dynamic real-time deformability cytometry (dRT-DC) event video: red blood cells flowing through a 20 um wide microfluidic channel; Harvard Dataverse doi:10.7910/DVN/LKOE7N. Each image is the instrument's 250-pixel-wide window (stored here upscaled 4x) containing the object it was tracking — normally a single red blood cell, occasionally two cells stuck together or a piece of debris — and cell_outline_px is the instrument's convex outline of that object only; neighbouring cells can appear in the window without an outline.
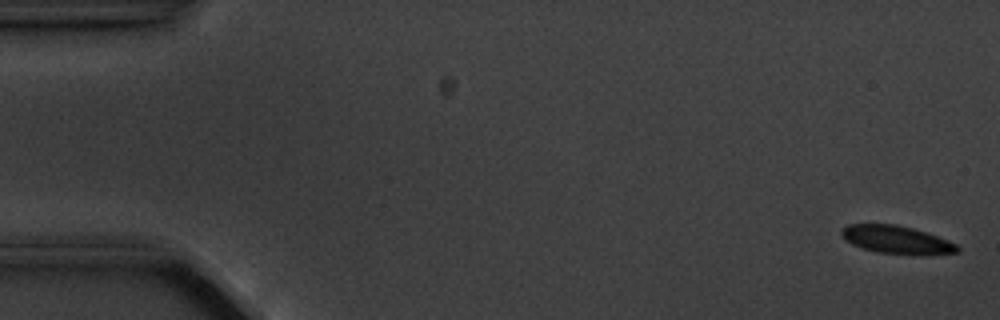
{"species": "common noctule bat (a hibernating species)", "species_latin": "Nyctalus noctula", "temperature_condition": "cold", "stored_images_in_passage": 5, "camera_frame_rate_fps": 3000, "um_per_image_px": 0.085, "animal": {"sex": "male", "body_mass_g": 20.1, "forearm_length_mm": 53.5}, "frame": {"image": 1, "passage_image": 1, "time_ms": 0.0, "image_size_px": [1000, 320], "cell_outline_px": [[960, 252], [880, 252], [860, 248], [844, 240], [840, 232], [848, 224], [896, 224], [912, 228], [948, 240], [956, 244], [960, 248]], "centroid_in_image_um": [76.1, 20.32], "position_along_channel_um": 8.9, "area_um2": 17.86}}
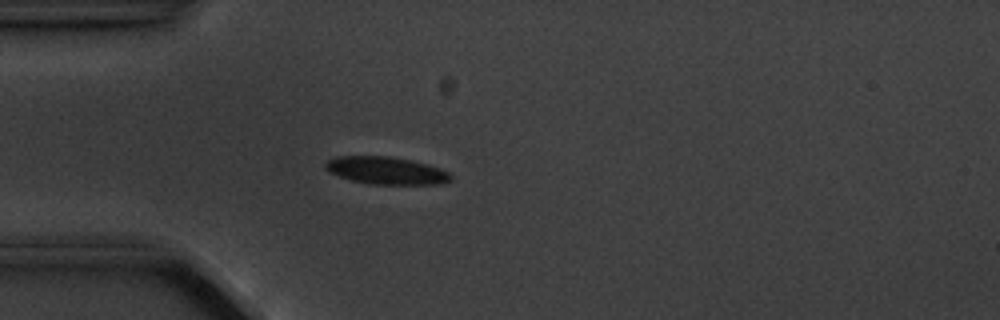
{"frame": {"image": 2, "passage_image": 5, "time_ms": 4.667, "image_size_px": [1000, 320], "cell_outline_px": [[452, 180], [440, 184], [368, 184], [352, 180], [328, 172], [324, 168], [324, 164], [328, 160], [336, 156], [388, 156], [428, 164], [440, 168], [448, 172], [452, 176]], "centroid_in_image_um": [32.81, 14.5], "position_along_channel_um": 52.2, "area_um2": 20.06}}